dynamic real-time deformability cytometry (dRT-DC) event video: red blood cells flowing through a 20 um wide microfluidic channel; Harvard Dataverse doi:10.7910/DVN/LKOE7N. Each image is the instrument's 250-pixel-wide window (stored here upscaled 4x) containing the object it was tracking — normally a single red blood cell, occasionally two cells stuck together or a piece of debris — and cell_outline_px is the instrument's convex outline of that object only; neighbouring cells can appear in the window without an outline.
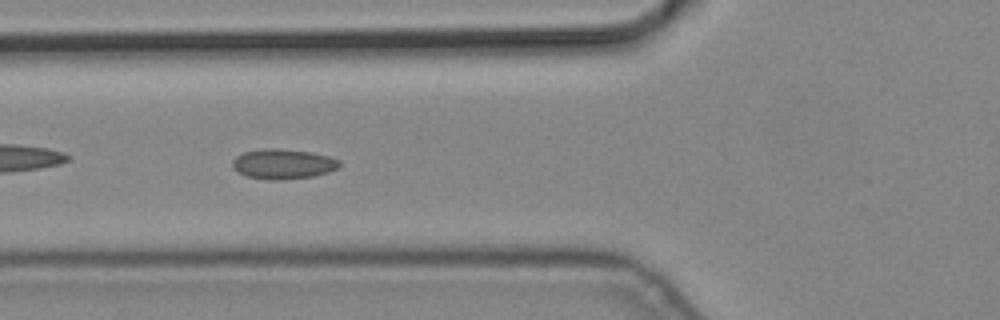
{"species": "common noctule bat (a hibernating species)", "species_latin": "Nyctalus noctula", "temperature_condition": "cold", "stored_images_in_passage": 9, "camera_frame_rate_fps": 3000, "um_per_image_px": 0.085, "animal": {"sex": "male", "body_mass_g": 19.2, "forearm_length_mm": 51.8}, "frame": {"image": 1, "passage_image": 6, "time_ms": 1.667, "image_size_px": [1000, 320], "cell_outline_px": [[340, 164], [336, 168], [328, 172], [312, 176], [276, 180], [268, 180], [248, 176], [232, 168], [232, 160], [236, 156], [244, 152], [264, 148], [280, 148], [308, 152], [328, 156], [340, 160]], "centroid_in_image_um": [24.03, 13.93], "position_along_channel_um": 101.8, "area_um2": 18.5}}
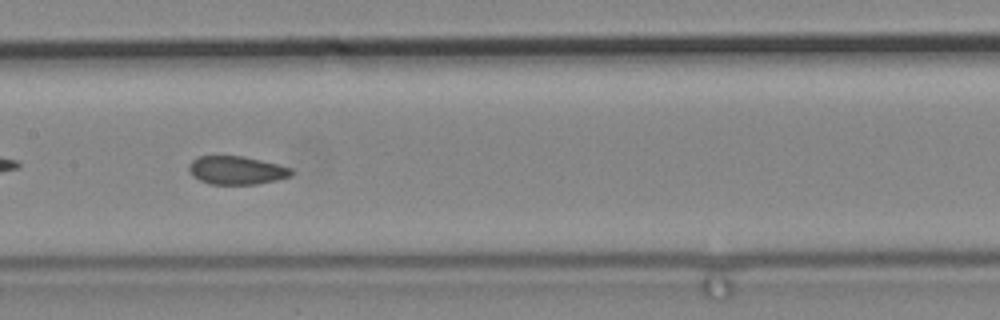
{"frame": {"image": 2, "passage_image": 8, "time_ms": 2.333, "image_size_px": [1000, 320], "cell_outline_px": [[292, 176], [276, 180], [256, 184], [208, 184], [192, 176], [188, 172], [188, 164], [196, 156], [244, 156], [292, 168]], "centroid_in_image_um": [20.06, 14.47], "position_along_channel_um": 187.3, "area_um2": 16.99}}
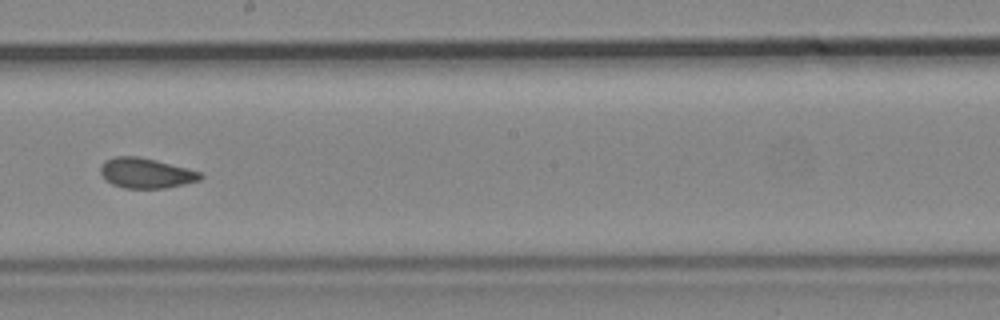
{"frame": {"image": 3, "passage_image": 9, "time_ms": 2.667, "image_size_px": [1000, 320], "cell_outline_px": [[204, 176], [200, 180], [184, 184], [164, 188], [124, 188], [112, 184], [100, 172], [100, 168], [104, 160], [116, 156], [140, 156], [156, 160], [200, 172]], "centroid_in_image_um": [12.4, 14.71], "position_along_channel_um": 235.8, "area_um2": 17.4}}